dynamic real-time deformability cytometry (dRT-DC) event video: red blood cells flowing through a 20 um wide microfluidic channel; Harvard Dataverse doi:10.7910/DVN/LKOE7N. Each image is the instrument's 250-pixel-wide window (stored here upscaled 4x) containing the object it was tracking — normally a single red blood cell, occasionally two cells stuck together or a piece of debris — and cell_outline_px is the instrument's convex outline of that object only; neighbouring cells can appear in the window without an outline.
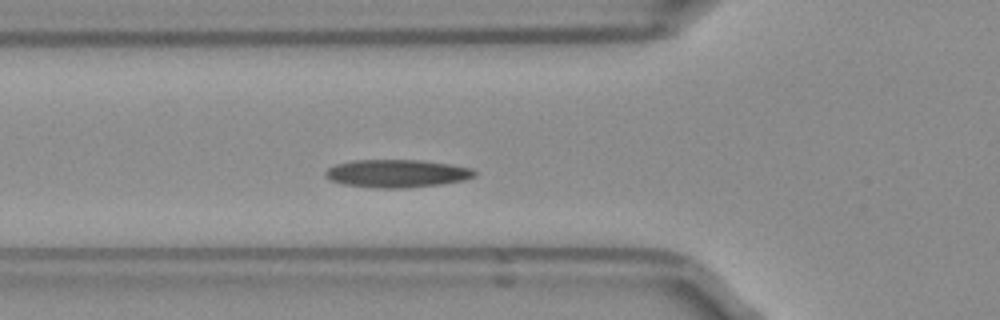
{"species": "Egyptian fruit bat (a non-hibernating species)", "species_latin": "Rousettus aegyptiacus", "temperature_condition": "room temperature", "stored_images_in_passage": 38, "segment_of_instrument_passage": [1, 2], "camera_frame_rate_fps": 3000, "um_per_image_px": 0.085, "frame": {"image": 1, "passage_image": 3, "time_ms": 0.667, "image_size_px": [1000, 320], "cell_outline_px": [[476, 176], [464, 180], [440, 184], [404, 188], [372, 188], [344, 184], [332, 180], [324, 176], [324, 172], [328, 168], [336, 164], [356, 160], [420, 160], [448, 164], [472, 168], [476, 172]], "centroid_in_image_um": [33.73, 14.75], "position_along_channel_um": 92.1, "area_um2": 24.16}}
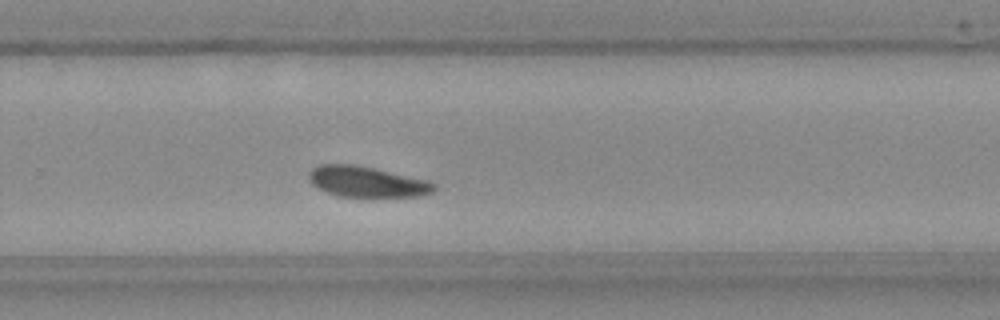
{"frame": {"image": 2, "passage_image": 19, "time_ms": 6.0, "image_size_px": [1000, 320], "cell_outline_px": [[436, 188], [432, 192], [420, 196], [340, 196], [328, 192], [312, 184], [308, 176], [308, 172], [312, 168], [320, 164], [352, 164], [372, 168], [428, 180], [436, 184]], "centroid_in_image_um": [31.18, 15.44], "position_along_channel_um": 298.6, "area_um2": 22.02}}
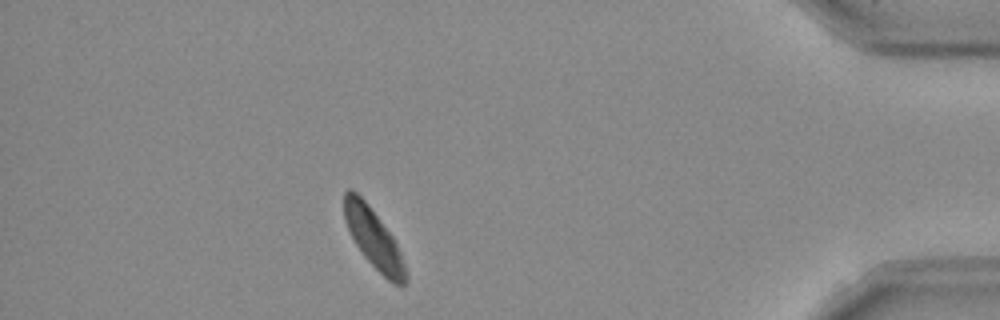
{"frame": {"image": 3, "passage_image": 31, "time_ms": 10.0, "image_size_px": [1000, 320], "cell_outline_px": [[408, 280], [404, 284], [396, 284], [388, 280], [364, 256], [356, 244], [344, 220], [344, 192], [348, 188], [356, 192], [364, 200], [392, 236], [400, 252], [408, 272]], "centroid_in_image_um": [31.77, 20.29], "position_along_channel_um": 403.4, "area_um2": 20.75}}